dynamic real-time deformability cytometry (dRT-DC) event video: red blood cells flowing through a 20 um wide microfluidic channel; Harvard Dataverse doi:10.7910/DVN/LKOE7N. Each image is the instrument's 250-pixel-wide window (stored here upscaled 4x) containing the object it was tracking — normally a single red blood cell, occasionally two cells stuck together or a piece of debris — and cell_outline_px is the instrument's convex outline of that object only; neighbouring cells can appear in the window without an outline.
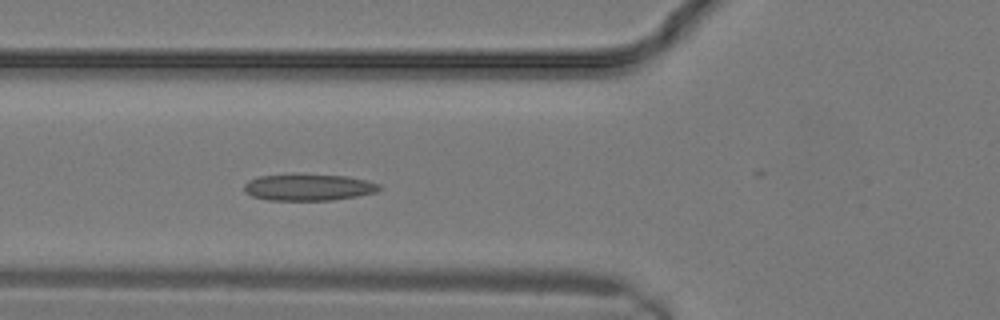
{"species": "common noctule bat (a hibernating species)", "species_latin": "Nyctalus noctula", "temperature_condition": "warm", "stored_images_in_passage": 10, "camera_frame_rate_fps": 3000, "um_per_image_px": 0.085, "animal": {"sex": "male", "body_mass_g": 19.2, "forearm_length_mm": 51.8}, "frame": {"image": 1, "passage_image": 10, "time_ms": 3.0, "image_size_px": [1000, 320], "cell_outline_px": [[384, 188], [376, 192], [356, 196], [332, 200], [268, 200], [252, 196], [244, 192], [244, 184], [248, 180], [260, 176], [348, 176], [368, 180], [380, 184]], "centroid_in_image_um": [26.26, 15.95], "position_along_channel_um": 99.5, "area_um2": 20.46}}